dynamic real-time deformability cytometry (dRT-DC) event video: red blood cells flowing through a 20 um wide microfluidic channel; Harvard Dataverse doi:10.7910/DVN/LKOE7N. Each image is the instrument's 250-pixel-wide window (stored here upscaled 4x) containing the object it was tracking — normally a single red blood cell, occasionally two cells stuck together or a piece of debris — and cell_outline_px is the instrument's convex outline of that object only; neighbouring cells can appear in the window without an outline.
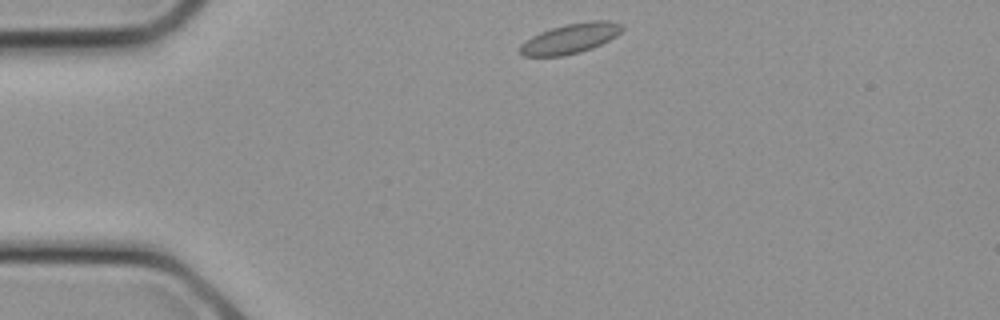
{"species": "common noctule bat (a hibernating species)", "species_latin": "Nyctalus noctula", "temperature_condition": "cold", "stored_images_in_passage": 5, "camera_frame_rate_fps": 3000, "um_per_image_px": 0.085, "animal": {"sex": "female", "body_mass_g": 21.9}, "frame": {"image": 1, "passage_image": 1, "time_ms": 0.0, "image_size_px": [1000, 320], "cell_outline_px": [[624, 28], [616, 36], [592, 48], [580, 52], [564, 56], [524, 56], [520, 52], [520, 44], [532, 36], [540, 32], [552, 28], [568, 24], [592, 20], [608, 20], [620, 24]], "centroid_in_image_um": [48.47, 3.27], "position_along_channel_um": 36.5, "area_um2": 17.63}}
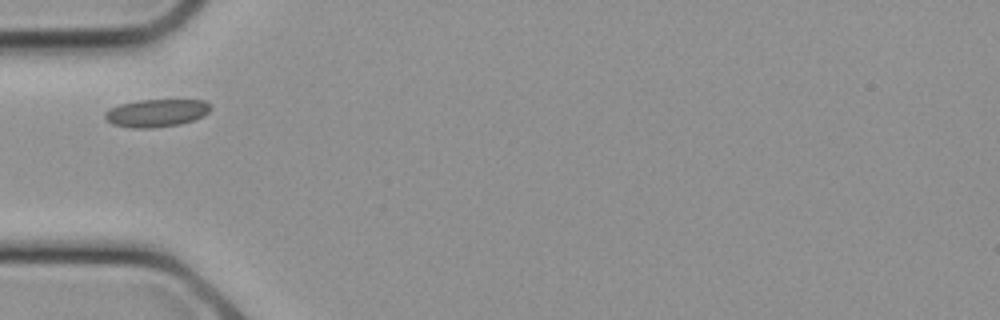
{"frame": {"image": 2, "passage_image": 4, "time_ms": 1.0, "image_size_px": [1000, 320], "cell_outline_px": [[212, 108], [208, 112], [192, 120], [180, 124], [152, 128], [132, 128], [112, 124], [104, 116], [104, 112], [120, 104], [136, 100], [204, 100]], "centroid_in_image_um": [13.27, 9.6], "position_along_channel_um": 71.7, "area_um2": 16.88}}